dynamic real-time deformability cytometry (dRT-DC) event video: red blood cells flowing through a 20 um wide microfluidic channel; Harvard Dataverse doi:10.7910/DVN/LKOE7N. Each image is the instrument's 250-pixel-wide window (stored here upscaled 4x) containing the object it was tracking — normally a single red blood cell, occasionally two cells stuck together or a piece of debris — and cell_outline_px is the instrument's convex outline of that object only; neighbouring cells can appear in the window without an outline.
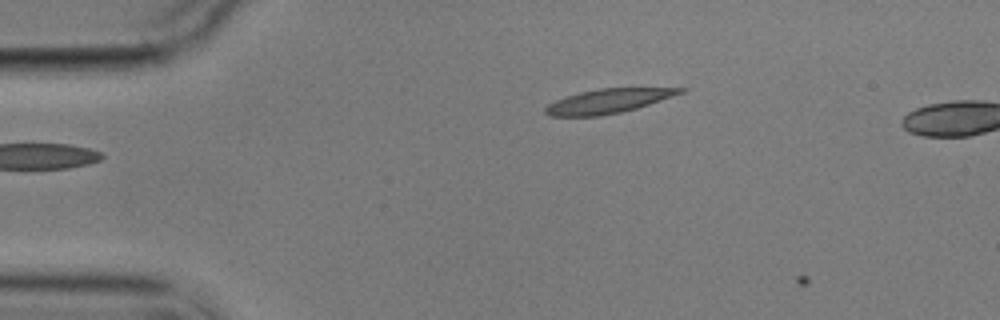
{"species": "common noctule bat (a hibernating species)", "species_latin": "Nyctalus noctula", "temperature_condition": "cold", "stored_images_in_passage": 2, "camera_frame_rate_fps": 3000, "um_per_image_px": 0.085, "animal": {"sex": "male", "body_mass_g": 17.9}, "frame": {"image": 1, "passage_image": 1, "time_ms": 0.0, "image_size_px": [1000, 320], "cell_outline_px": [[688, 88], [684, 92], [636, 108], [620, 112], [600, 116], [548, 116], [544, 112], [544, 108], [548, 104], [556, 100], [580, 92], [600, 88]], "centroid_in_image_um": [51.65, 8.59], "position_along_channel_um": 33.3, "area_um2": 18.79}}